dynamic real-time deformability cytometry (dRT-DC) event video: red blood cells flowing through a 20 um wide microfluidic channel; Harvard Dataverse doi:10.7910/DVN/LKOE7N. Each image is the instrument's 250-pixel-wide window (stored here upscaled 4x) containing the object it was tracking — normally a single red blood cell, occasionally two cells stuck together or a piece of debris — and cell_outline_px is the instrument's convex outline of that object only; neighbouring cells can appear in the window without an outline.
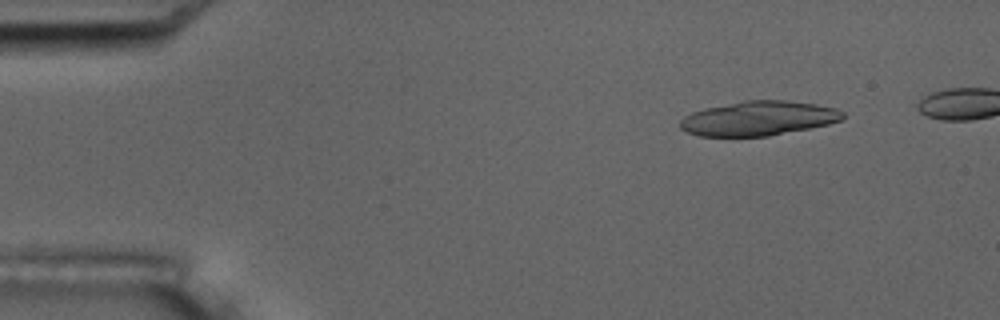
{"species": "common noctule bat (a hibernating species)", "species_latin": "Nyctalus noctula", "temperature_condition": "room temperature", "stored_images_in_passage": 5, "camera_frame_rate_fps": 3000, "um_per_image_px": 0.085, "animal": {"sex": "male", "body_mass_g": 17.5, "forearm_length_mm": 52.3}, "frame": {"image": 1, "passage_image": 2, "time_ms": 1.333, "image_size_px": [1000, 320], "cell_outline_px": [[844, 116], [840, 120], [828, 124], [768, 136], [700, 136], [688, 132], [680, 128], [680, 120], [684, 116], [692, 112], [704, 108], [744, 100], [788, 100], [816, 104], [836, 108], [844, 112]], "centroid_in_image_um": [64.46, 10.05], "position_along_channel_um": 20.5, "area_um2": 32.6}}